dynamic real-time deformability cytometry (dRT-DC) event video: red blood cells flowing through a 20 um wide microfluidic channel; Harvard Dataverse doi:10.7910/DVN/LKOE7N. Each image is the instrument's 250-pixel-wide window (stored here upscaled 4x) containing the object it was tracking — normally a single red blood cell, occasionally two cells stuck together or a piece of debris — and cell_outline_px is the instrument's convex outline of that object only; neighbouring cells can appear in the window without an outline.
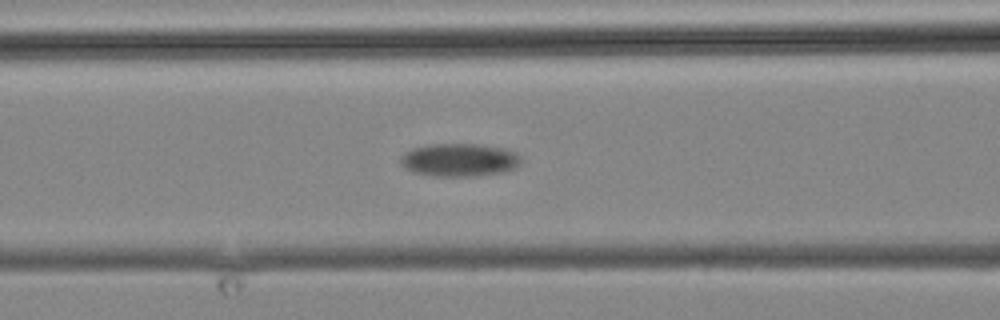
{"species": "common noctule bat (a hibernating species)", "species_latin": "Nyctalus noctula", "temperature_condition": "cold", "stored_images_in_passage": 14, "camera_frame_rate_fps": 3000, "um_per_image_px": 0.085, "animal": {"sex": "male", "body_mass_g": 19.2, "forearm_length_mm": 51.8}, "frame": {"image": 1, "passage_image": 14, "time_ms": 16.0, "image_size_px": [1000, 320], "cell_outline_px": [[520, 160], [512, 168], [500, 172], [472, 176], [436, 176], [416, 172], [400, 164], [400, 156], [404, 152], [412, 148], [428, 144], [476, 144], [504, 148], [516, 152], [520, 156]], "centroid_in_image_um": [39.0, 13.57], "position_along_channel_um": 127.6, "area_um2": 22.83}}